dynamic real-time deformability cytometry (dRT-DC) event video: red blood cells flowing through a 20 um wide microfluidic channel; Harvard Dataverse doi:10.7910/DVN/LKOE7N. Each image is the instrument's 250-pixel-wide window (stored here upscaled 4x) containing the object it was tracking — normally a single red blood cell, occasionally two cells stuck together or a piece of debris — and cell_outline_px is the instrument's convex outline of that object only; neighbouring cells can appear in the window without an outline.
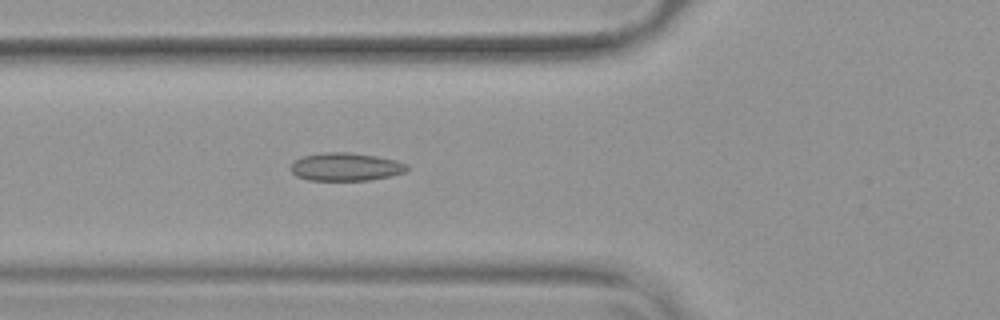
{"species": "common noctule bat (a hibernating species)", "species_latin": "Nyctalus noctula", "temperature_condition": "warm", "stored_images_in_passage": 53, "camera_frame_rate_fps": 3000, "um_per_image_px": 0.085, "animal": {"sex": "female", "body_mass_g": 19.9}, "frame": {"image": 1, "passage_image": 20, "time_ms": 6.333, "image_size_px": [1000, 320], "cell_outline_px": [[408, 172], [392, 176], [368, 180], [308, 180], [296, 176], [292, 172], [292, 164], [296, 160], [304, 156], [324, 152], [348, 152], [376, 156], [396, 160], [408, 164]], "centroid_in_image_um": [29.45, 14.18], "position_along_channel_um": 96.4, "area_um2": 19.02}}
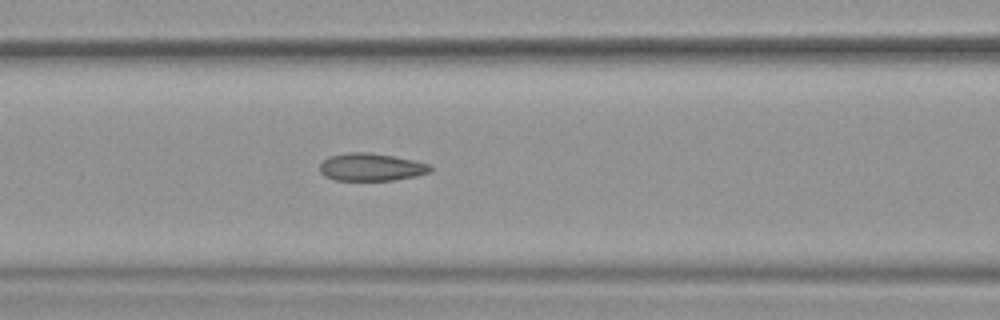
{"frame": {"image": 2, "passage_image": 23, "time_ms": 7.333, "image_size_px": [1000, 320], "cell_outline_px": [[432, 172], [416, 176], [392, 180], [336, 180], [324, 176], [320, 172], [320, 164], [328, 156], [348, 152], [368, 152], [392, 156], [432, 164]], "centroid_in_image_um": [31.56, 14.2], "position_along_channel_um": 135.0, "area_um2": 17.86}}
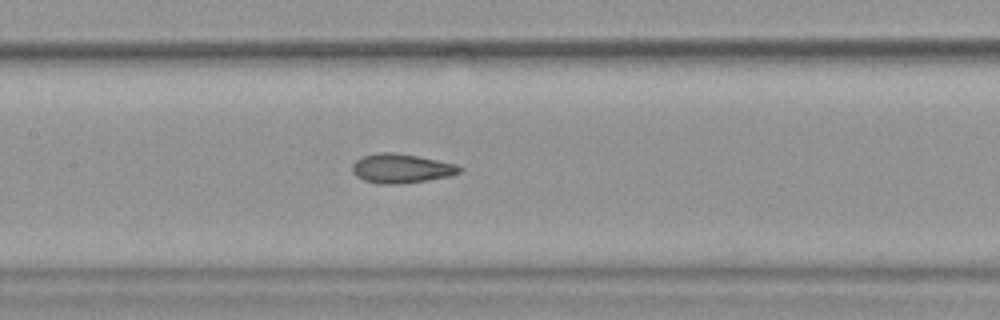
{"frame": {"image": 3, "passage_image": 26, "time_ms": 8.333, "image_size_px": [1000, 320], "cell_outline_px": [[464, 168], [460, 172], [452, 176], [428, 180], [400, 184], [376, 184], [364, 180], [356, 176], [352, 172], [352, 164], [356, 160], [364, 156], [380, 152], [388, 152], [416, 156], [456, 164]], "centroid_in_image_um": [34.11, 14.33], "position_along_channel_um": 173.3, "area_um2": 18.26}, "authors_computed_cell_mechanics": {"area_um2": 18.5538, "velocity_mm_per_s": 3.8267, "shape_relaxation_time_tau1_ms": null, "shape_relaxation_time_tau2_ms": 2.1125, "deformation_change_tau1": null, "deformation_change_tau2": 0.0829}}